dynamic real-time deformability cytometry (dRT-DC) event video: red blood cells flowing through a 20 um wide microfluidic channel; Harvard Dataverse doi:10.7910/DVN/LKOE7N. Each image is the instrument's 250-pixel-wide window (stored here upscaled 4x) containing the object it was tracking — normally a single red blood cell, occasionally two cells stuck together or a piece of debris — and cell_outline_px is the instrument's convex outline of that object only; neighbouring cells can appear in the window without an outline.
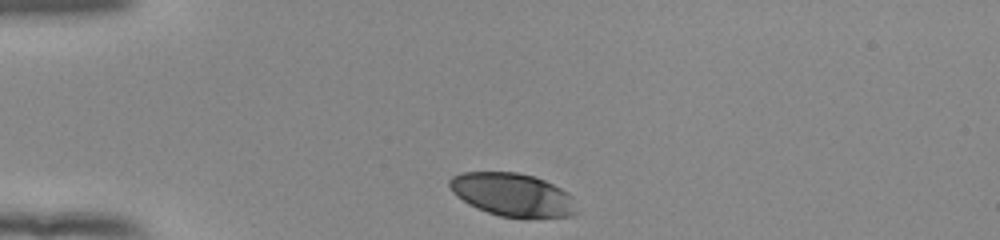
{"species": "human", "species_latin": "Homo sapiens", "temperature_condition": "room temperature", "stored_images_in_passage": 33, "camera_frame_rate_fps": 3000, "um_per_image_px": 0.085, "donor": {"sex": "female"}, "frame": {"image": 1, "passage_image": 1, "time_ms": 0.0, "image_size_px": [1000, 240], "cell_outline_px": [[580, 212], [572, 216], [524, 220], [500, 216], [476, 208], [468, 204], [456, 196], [452, 192], [448, 184], [448, 180], [452, 176], [460, 172], [516, 172], [536, 176], [568, 192], [572, 196]], "centroid_in_image_um": [43.6, 16.59], "position_along_channel_um": 41.4, "area_um2": 32.95}}
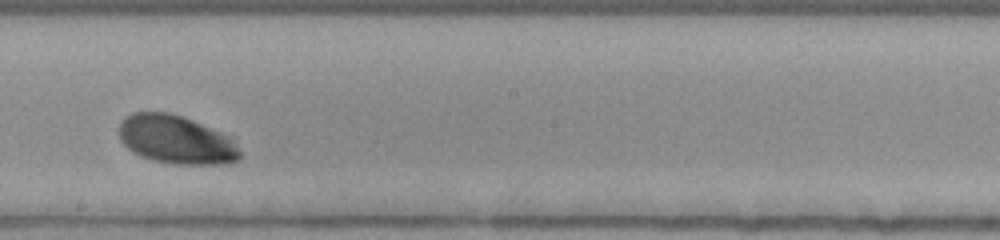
{"frame": {"image": 2, "passage_image": 19, "time_ms": 6.0, "image_size_px": [1000, 240], "cell_outline_px": [[240, 160], [224, 164], [176, 164], [152, 160], [140, 156], [132, 152], [120, 140], [120, 120], [124, 116], [132, 112], [168, 112], [192, 120], [220, 132], [228, 136], [232, 140], [240, 152]], "centroid_in_image_um": [14.93, 11.87], "position_along_channel_um": 233.3, "area_um2": 34.04}}
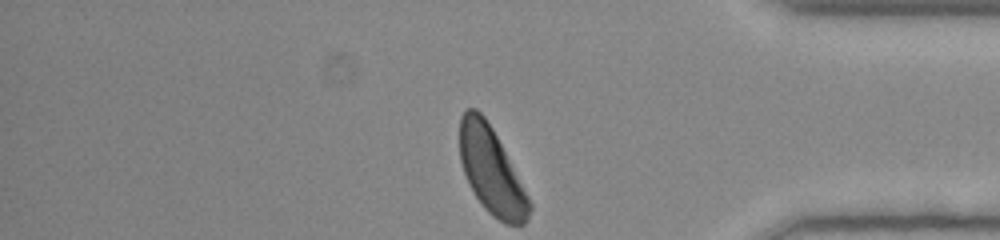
{"frame": {"image": 3, "passage_image": 33, "time_ms": 10.667, "image_size_px": [1000, 240], "cell_outline_px": [[532, 208], [524, 224], [504, 224], [492, 216], [484, 208], [476, 196], [464, 172], [460, 160], [460, 116], [464, 108], [476, 108], [484, 116], [492, 128], [528, 196], [532, 204]], "centroid_in_image_um": [41.75, 14.5], "position_along_channel_um": 393.4, "area_um2": 34.56}, "authors_computed_cell_mechanics": {"area_um2": 34.1598, "velocity_mm_per_s": 3.8373, "shape_relaxation_time_tau1_ms": 2.1849, "shape_relaxation_time_tau2_ms": null, "deformation_change_tau1": 0.1322, "deformation_change_tau2": null}}